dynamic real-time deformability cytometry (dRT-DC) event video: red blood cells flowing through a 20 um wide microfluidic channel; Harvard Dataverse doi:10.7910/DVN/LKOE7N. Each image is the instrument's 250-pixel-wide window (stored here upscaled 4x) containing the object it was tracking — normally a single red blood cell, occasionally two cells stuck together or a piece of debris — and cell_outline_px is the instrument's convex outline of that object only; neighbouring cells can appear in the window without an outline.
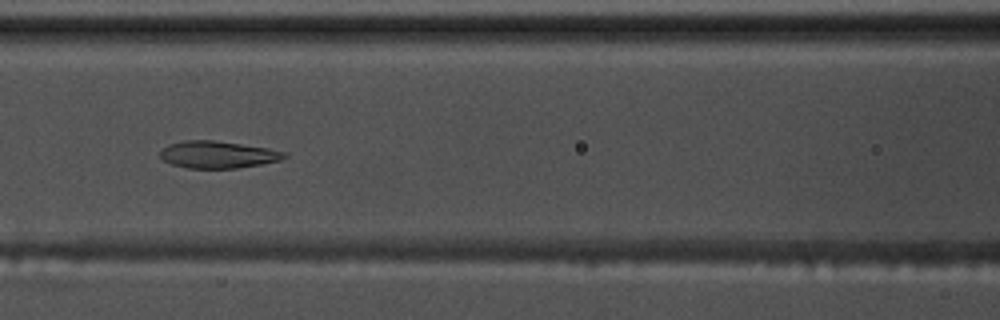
{"species": "common noctule bat (a hibernating species)", "species_latin": "Nyctalus noctula", "temperature_condition": "warm", "stored_images_in_passage": 46, "camera_frame_rate_fps": 3000, "um_per_image_px": 0.085, "animal": {"sex": "male", "body_mass_g": 17.5, "forearm_length_mm": 52.3}, "frame": {"image": 1, "passage_image": 15, "time_ms": 4.667, "image_size_px": [1000, 320], "cell_outline_px": [[288, 156], [280, 160], [260, 164], [236, 168], [188, 168], [172, 164], [164, 160], [160, 156], [160, 152], [168, 144], [184, 140], [212, 140], [268, 148], [288, 152]], "centroid_in_image_um": [18.53, 13.14], "position_along_channel_um": 148.1, "area_um2": 19.48}}
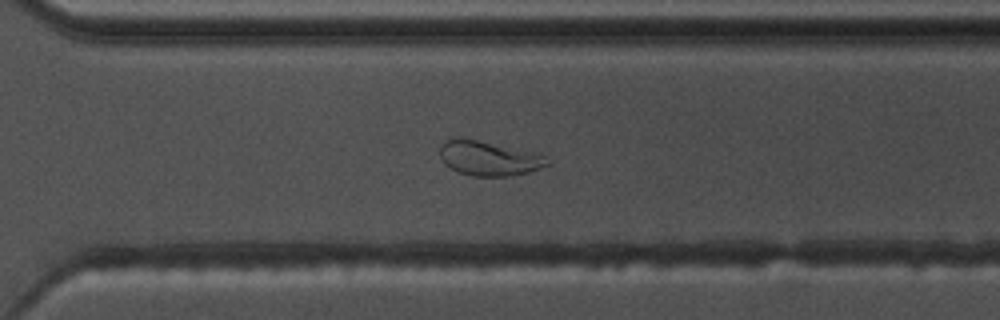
{"frame": {"image": 2, "passage_image": 30, "time_ms": 9.667, "image_size_px": [1000, 320], "cell_outline_px": [[552, 164], [528, 172], [512, 176], [472, 176], [460, 172], [444, 164], [440, 156], [440, 144], [444, 140], [456, 136], [476, 140], [544, 156], [552, 160]], "centroid_in_image_um": [41.5, 13.46], "position_along_channel_um": 329.1, "area_um2": 21.39}}
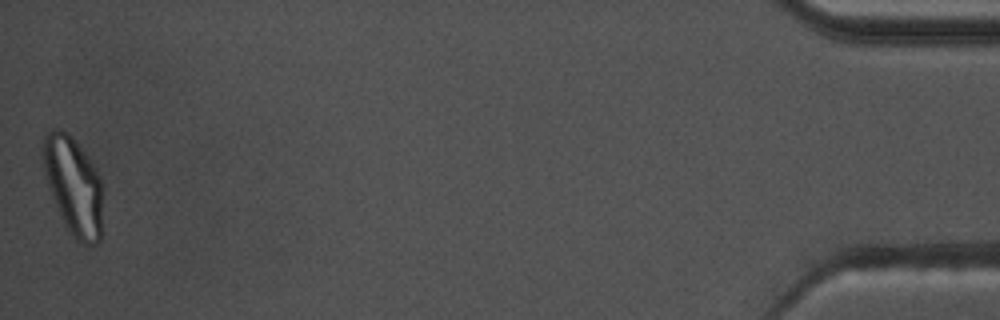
{"frame": {"image": 3, "passage_image": 46, "time_ms": 15.0, "image_size_px": [1000, 320], "cell_outline_px": [[100, 240], [96, 244], [84, 244], [76, 240], [64, 228], [52, 196], [48, 184], [44, 168], [44, 136], [52, 128], [64, 128], [72, 136], [96, 168], [100, 176]], "centroid_in_image_um": [6.22, 15.79], "position_along_channel_um": 429.0, "area_um2": 33.7}, "authors_computed_cell_mechanics": {"area_um2": 21.1837, "velocity_mm_per_s": 3.6293, "shape_relaxation_time_tau1_ms": 5.4488, "shape_relaxation_time_tau2_ms": 1.6114, "deformation_change_tau1": 0.1908, "deformation_change_tau2": 0.0814}}